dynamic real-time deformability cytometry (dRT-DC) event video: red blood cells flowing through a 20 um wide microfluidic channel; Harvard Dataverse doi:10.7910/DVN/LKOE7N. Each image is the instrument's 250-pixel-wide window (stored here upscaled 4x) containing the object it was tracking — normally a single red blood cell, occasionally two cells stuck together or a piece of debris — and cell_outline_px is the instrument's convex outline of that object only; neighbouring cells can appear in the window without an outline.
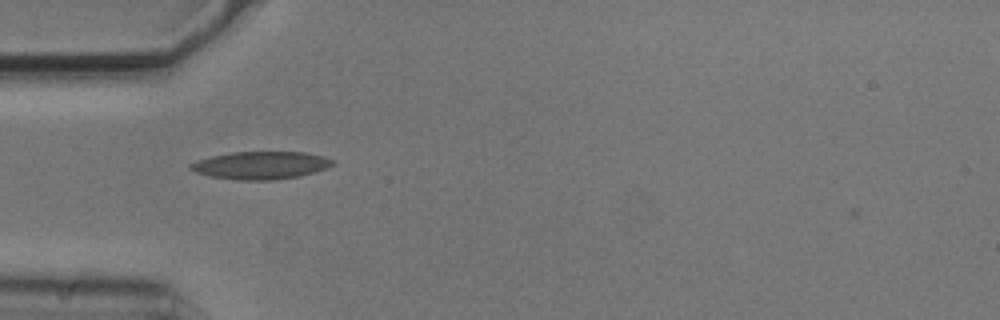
{"species": "common noctule bat (a hibernating species)", "species_latin": "Nyctalus noctula", "temperature_condition": "cold", "stored_images_in_passage": 5, "camera_frame_rate_fps": 3000, "um_per_image_px": 0.085, "animal": {"sex": "male", "body_mass_g": 20.5, "forearm_length_mm": 52.5}, "frame": {"image": 1, "passage_image": 1, "time_ms": 0.0, "image_size_px": [1000, 320], "cell_outline_px": [[336, 164], [328, 168], [300, 176], [272, 180], [236, 180], [212, 176], [196, 172], [188, 168], [188, 164], [196, 160], [212, 156], [232, 152], [304, 152], [324, 156], [332, 160]], "centroid_in_image_um": [22.17, 14.05], "position_along_channel_um": 62.8, "area_um2": 23.0}}
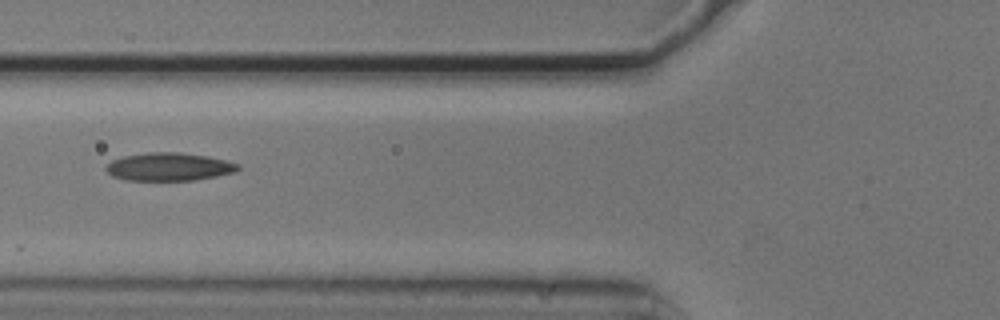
{"frame": {"image": 2, "passage_image": 2, "time_ms": 0.333, "image_size_px": [1000, 320], "cell_outline_px": [[240, 168], [236, 172], [196, 180], [124, 180], [112, 176], [104, 168], [112, 160], [124, 156], [148, 152], [176, 152], [208, 156], [240, 164]], "centroid_in_image_um": [14.37, 14.18], "position_along_channel_um": 111.4, "area_um2": 21.56}}
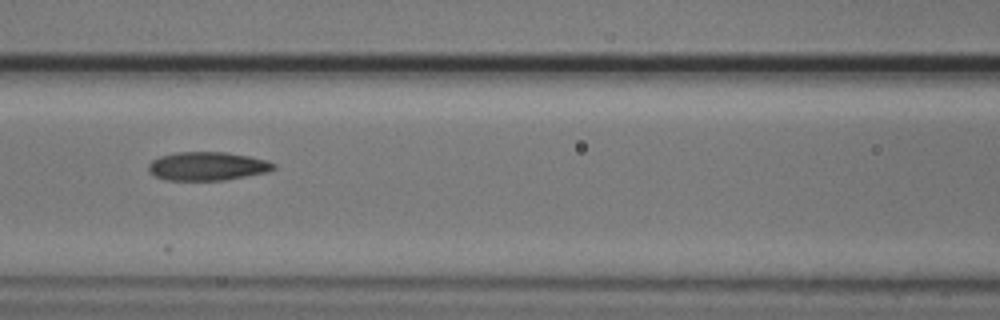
{"frame": {"image": 3, "passage_image": 3, "time_ms": 0.667, "image_size_px": [1000, 320], "cell_outline_px": [[276, 168], [268, 172], [224, 180], [164, 180], [148, 172], [148, 164], [152, 160], [160, 156], [176, 152], [228, 152], [268, 160], [276, 164]], "centroid_in_image_um": [17.63, 14.12], "position_along_channel_um": 149.0, "area_um2": 20.98}}